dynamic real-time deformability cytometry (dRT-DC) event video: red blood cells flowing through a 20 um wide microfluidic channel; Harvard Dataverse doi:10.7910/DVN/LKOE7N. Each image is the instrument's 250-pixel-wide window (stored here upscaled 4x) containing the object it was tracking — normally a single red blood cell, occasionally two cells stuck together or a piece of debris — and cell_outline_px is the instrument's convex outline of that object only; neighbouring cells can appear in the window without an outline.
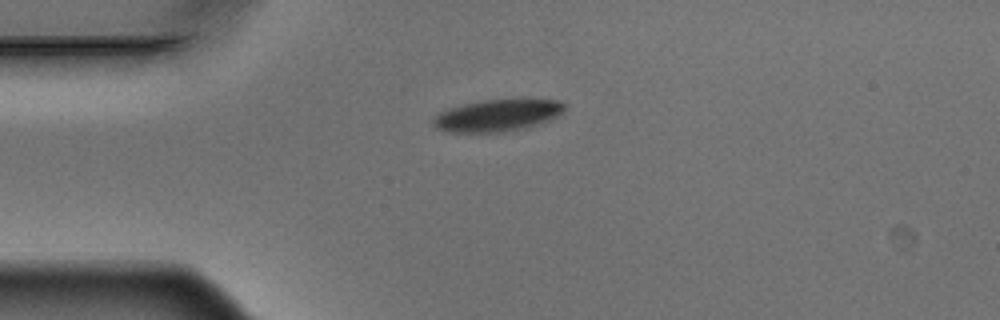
{"species": "Egyptian fruit bat (a non-hibernating species)", "species_latin": "Rousettus aegyptiacus", "temperature_condition": "warm", "stored_images_in_passage": 4, "camera_frame_rate_fps": 3000, "um_per_image_px": 0.085, "animal": {"sex": "male"}, "frame": {"image": 1, "passage_image": 1, "time_ms": 0.0, "image_size_px": [1000, 320], "cell_outline_px": [[564, 112], [548, 120], [524, 128], [500, 132], [452, 132], [436, 128], [432, 124], [432, 120], [440, 112], [464, 104], [484, 100], [560, 100], [564, 104]], "centroid_in_image_um": [42.27, 9.81], "position_along_channel_um": 42.7, "area_um2": 23.87}}
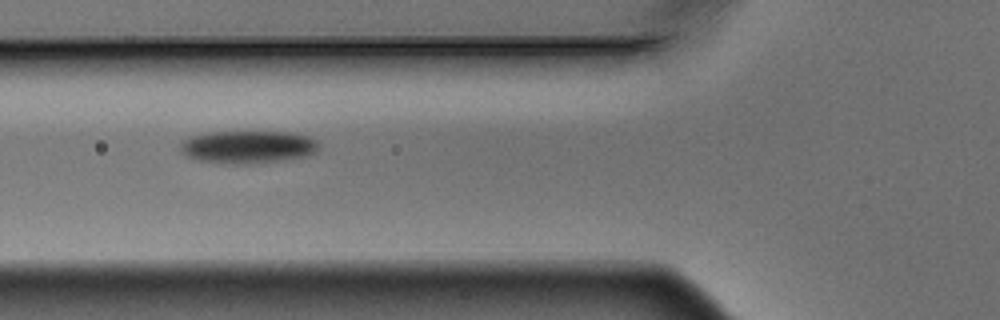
{"frame": {"image": 2, "passage_image": 3, "time_ms": 0.667, "image_size_px": [1000, 320], "cell_outline_px": [[316, 152], [304, 156], [284, 160], [248, 164], [236, 164], [200, 160], [188, 156], [180, 152], [180, 144], [184, 140], [192, 136], [212, 132], [288, 132], [308, 136], [316, 140]], "centroid_in_image_um": [21.06, 12.49], "position_along_channel_um": 104.7, "area_um2": 26.01}}
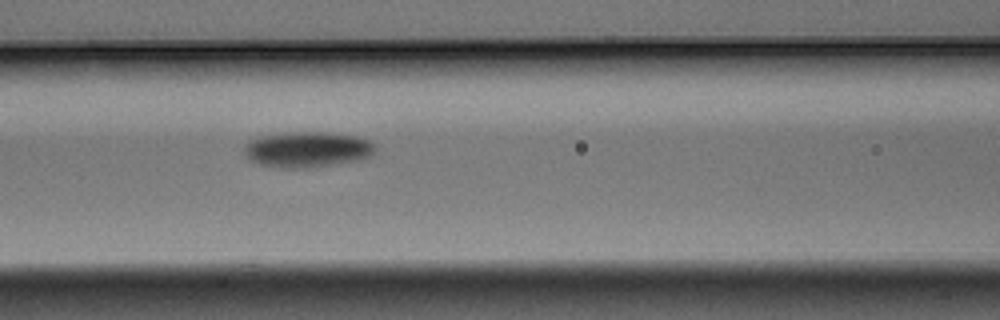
{"frame": {"image": 3, "passage_image": 4, "time_ms": 1.0, "image_size_px": [1000, 320], "cell_outline_px": [[376, 148], [368, 156], [360, 160], [296, 168], [288, 168], [260, 164], [252, 160], [244, 152], [244, 148], [248, 140], [260, 136], [300, 132], [324, 132], [356, 136], [368, 140], [376, 144]], "centroid_in_image_um": [26.13, 12.68], "position_along_channel_um": 140.5, "area_um2": 26.53}}